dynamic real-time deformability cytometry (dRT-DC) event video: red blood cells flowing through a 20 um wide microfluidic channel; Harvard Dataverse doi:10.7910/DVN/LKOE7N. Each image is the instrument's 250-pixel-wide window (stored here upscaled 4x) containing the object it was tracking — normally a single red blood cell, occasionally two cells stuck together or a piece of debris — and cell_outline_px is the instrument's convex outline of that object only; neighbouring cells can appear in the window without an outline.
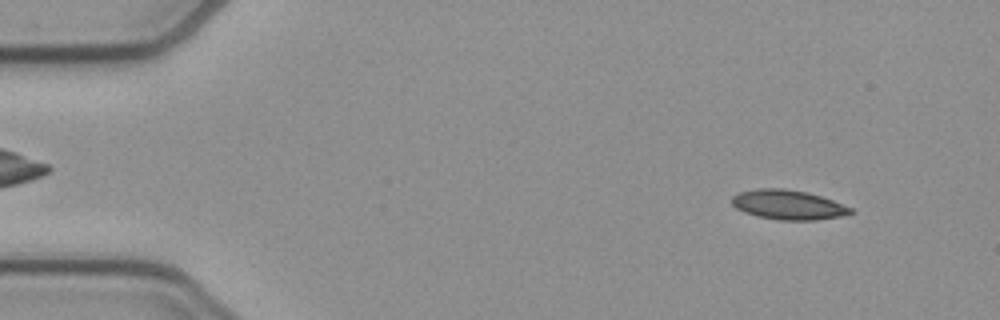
{"species": "common noctule bat (a hibernating species)", "species_latin": "Nyctalus noctula", "temperature_condition": "cold", "stored_images_in_passage": 53, "camera_frame_rate_fps": 3000, "um_per_image_px": 0.085, "animal": {"sex": "female", "body_mass_g": 21.9}, "frame": {"image": 1, "passage_image": 6, "time_ms": 1.667, "image_size_px": [1000, 320], "cell_outline_px": [[856, 212], [840, 216], [816, 220], [780, 220], [756, 216], [744, 212], [736, 208], [732, 204], [732, 196], [740, 192], [756, 188], [784, 188], [808, 192], [832, 200], [852, 208]], "centroid_in_image_um": [66.98, 17.4], "position_along_channel_um": 18.0, "area_um2": 20.52}}
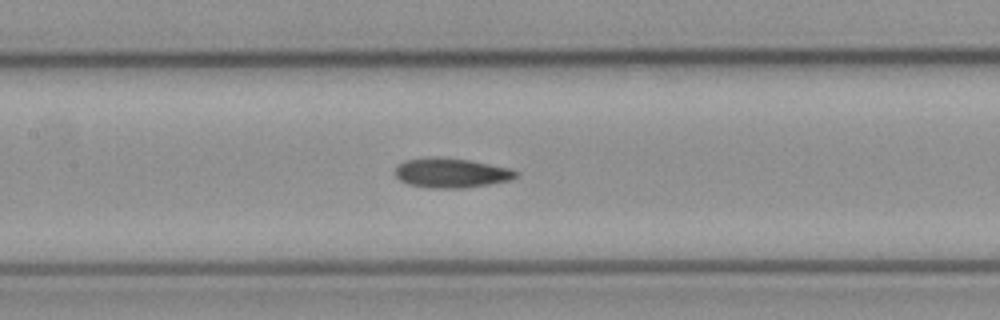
{"frame": {"image": 2, "passage_image": 25, "time_ms": 8.0, "image_size_px": [1000, 320], "cell_outline_px": [[520, 176], [512, 180], [464, 188], [428, 188], [408, 184], [400, 180], [396, 176], [396, 168], [404, 160], [468, 160], [512, 168], [520, 172]], "centroid_in_image_um": [38.48, 14.75], "position_along_channel_um": 168.9, "area_um2": 20.11}}
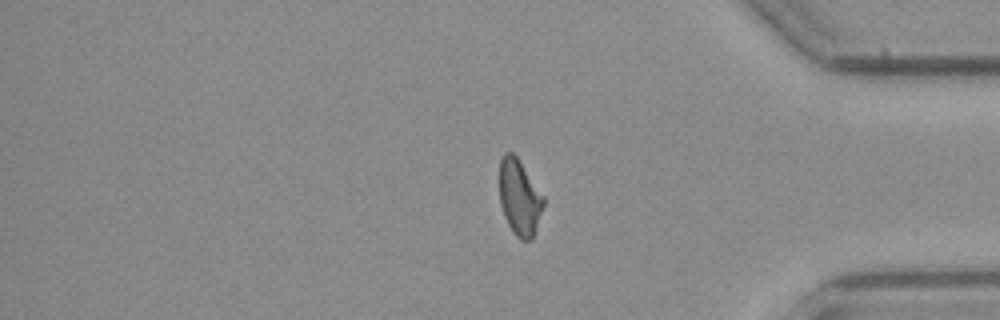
{"frame": {"image": 3, "passage_image": 44, "time_ms": 14.333, "image_size_px": [1000, 320], "cell_outline_px": [[544, 204], [532, 240], [520, 240], [512, 232], [504, 216], [500, 204], [500, 160], [504, 152], [512, 152], [516, 156], [544, 196]], "centroid_in_image_um": [44.15, 16.8], "position_along_channel_um": 391.1, "area_um2": 19.36}, "authors_computed_cell_mechanics": {"area_um2": 20.1722, "velocity_mm_per_s": 3.8793, "shape_relaxation_time_tau1_ms": null, "shape_relaxation_time_tau2_ms": 7.0334, "deformation_change_tau1": null, "deformation_change_tau2": 0.136}}